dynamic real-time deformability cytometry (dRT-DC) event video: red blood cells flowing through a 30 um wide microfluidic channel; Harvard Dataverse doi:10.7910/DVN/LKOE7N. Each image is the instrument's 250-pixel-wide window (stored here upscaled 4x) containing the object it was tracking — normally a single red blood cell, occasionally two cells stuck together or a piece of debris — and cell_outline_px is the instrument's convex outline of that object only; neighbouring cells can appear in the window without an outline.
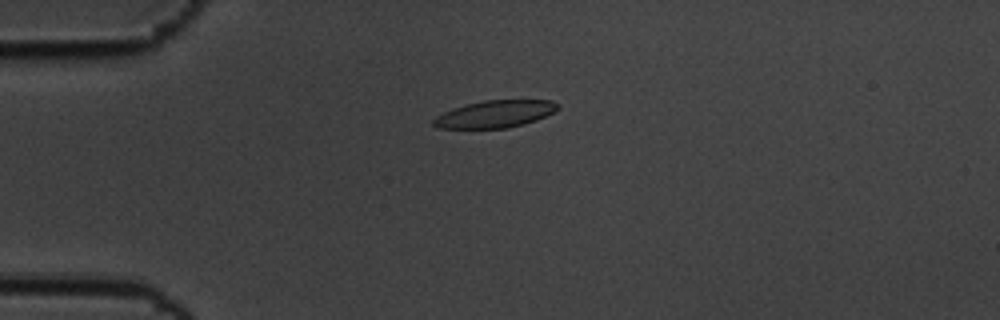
{"species": "common noctule bat (a hibernating species)", "species_latin": "Nyctalus noctula", "temperature_condition": "cold", "stored_images_in_passage": 58, "camera_frame_rate_fps": 3000, "um_per_image_px": 0.085, "animal": {"sex": "male", "body_mass_g": 19.5, "forearm_length_mm": 54.6}, "frame": {"image": 1, "passage_image": 15, "time_ms": 4.667, "image_size_px": [1000, 320], "cell_outline_px": [[560, 108], [536, 120], [524, 124], [508, 128], [436, 128], [432, 124], [432, 120], [436, 116], [452, 108], [484, 100], [552, 100], [560, 104]], "centroid_in_image_um": [42.07, 9.69], "position_along_channel_um": 42.9, "area_um2": 19.71}}
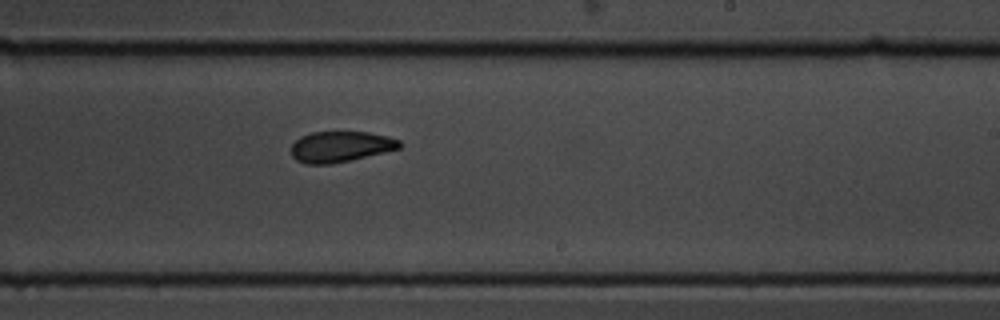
{"frame": {"image": 2, "passage_image": 36, "time_ms": 11.667, "image_size_px": [1000, 320], "cell_outline_px": [[404, 144], [400, 148], [352, 160], [332, 164], [304, 164], [296, 160], [292, 156], [292, 144], [300, 136], [312, 132], [368, 132], [388, 136], [400, 140]], "centroid_in_image_um": [28.96, 12.47], "position_along_channel_um": 260.0, "area_um2": 19.59}}
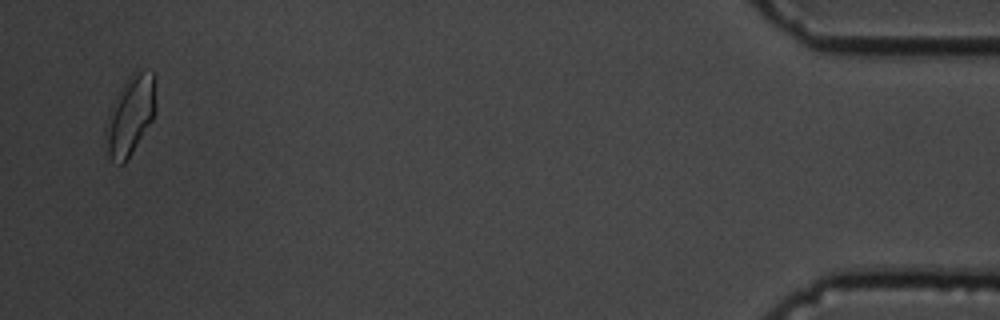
{"frame": {"image": 3, "passage_image": 57, "time_ms": 18.667, "image_size_px": [1000, 320], "cell_outline_px": [[156, 112], [152, 120], [124, 164], [120, 164], [112, 160], [108, 152], [104, 136], [104, 124], [112, 104], [128, 76], [132, 72], [152, 72], [156, 76]], "centroid_in_image_um": [11.08, 9.78], "position_along_channel_um": 424.1, "area_um2": 23.18}, "authors_computed_cell_mechanics": {"area_um2": 20.4323, "velocity_mm_per_s": 3.4603, "shape_relaxation_time_tau1_ms": 3.5179, "shape_relaxation_time_tau2_ms": 3.8289, "deformation_change_tau1": 0.1459, "deformation_change_tau2": 0.0994}}